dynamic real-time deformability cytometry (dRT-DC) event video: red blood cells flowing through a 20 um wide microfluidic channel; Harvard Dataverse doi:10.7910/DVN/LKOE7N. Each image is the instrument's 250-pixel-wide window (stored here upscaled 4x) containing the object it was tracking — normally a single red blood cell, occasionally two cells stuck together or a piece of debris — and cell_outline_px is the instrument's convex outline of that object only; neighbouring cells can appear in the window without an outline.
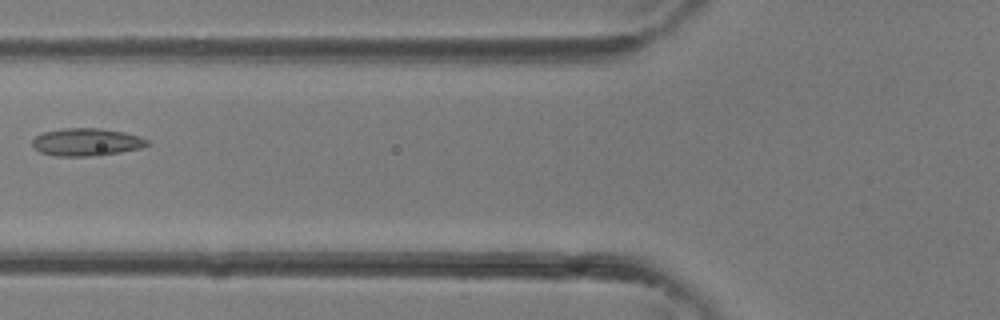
{"species": "common noctule bat (a hibernating species)", "species_latin": "Nyctalus noctula", "temperature_condition": "room temperature", "stored_images_in_passage": 4, "camera_frame_rate_fps": 3000, "um_per_image_px": 0.085, "animal": {"sex": "female"}, "frame": {"image": 1, "passage_image": 4, "time_ms": 1.0, "image_size_px": [1000, 320], "cell_outline_px": [[148, 144], [140, 148], [120, 152], [96, 156], [56, 156], [40, 152], [32, 148], [32, 140], [36, 136], [44, 132], [64, 128], [100, 128], [124, 132], [140, 136], [148, 140]], "centroid_in_image_um": [7.33, 12.08], "position_along_channel_um": 118.5, "area_um2": 18.55}}